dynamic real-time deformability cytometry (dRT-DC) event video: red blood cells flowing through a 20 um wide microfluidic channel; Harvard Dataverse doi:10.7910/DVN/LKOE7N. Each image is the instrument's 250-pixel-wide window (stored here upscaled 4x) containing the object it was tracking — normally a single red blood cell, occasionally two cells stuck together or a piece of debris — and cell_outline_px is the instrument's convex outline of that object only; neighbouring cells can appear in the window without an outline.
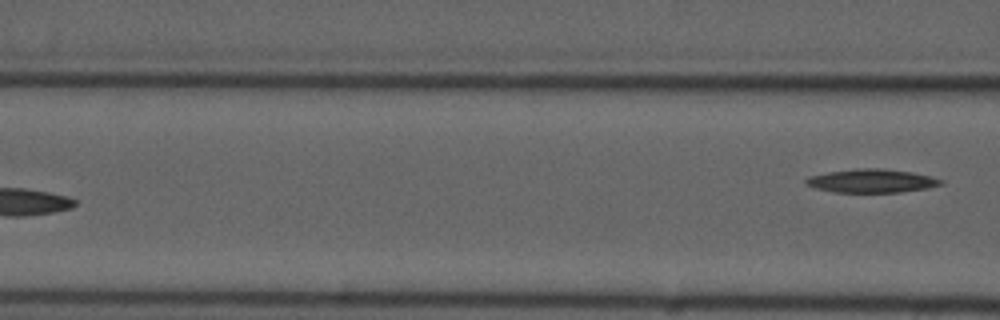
{"species": "common noctule bat (a hibernating species)", "species_latin": "Nyctalus noctula", "temperature_condition": "cold", "stored_images_in_passage": 7, "camera_frame_rate_fps": 3000, "um_per_image_px": 0.085, "animal": {"sex": "male", "forearm_length_mm": 52.5}, "frame": {"image": 1, "passage_image": 7, "time_ms": 7.0, "image_size_px": [1000, 320], "cell_outline_px": [[944, 184], [928, 188], [900, 192], [832, 192], [816, 188], [804, 184], [804, 180], [812, 176], [828, 172], [856, 168], [880, 168], [912, 172], [944, 180]], "centroid_in_image_um": [74.1, 15.37], "position_along_channel_um": 92.5, "area_um2": 18.44}}